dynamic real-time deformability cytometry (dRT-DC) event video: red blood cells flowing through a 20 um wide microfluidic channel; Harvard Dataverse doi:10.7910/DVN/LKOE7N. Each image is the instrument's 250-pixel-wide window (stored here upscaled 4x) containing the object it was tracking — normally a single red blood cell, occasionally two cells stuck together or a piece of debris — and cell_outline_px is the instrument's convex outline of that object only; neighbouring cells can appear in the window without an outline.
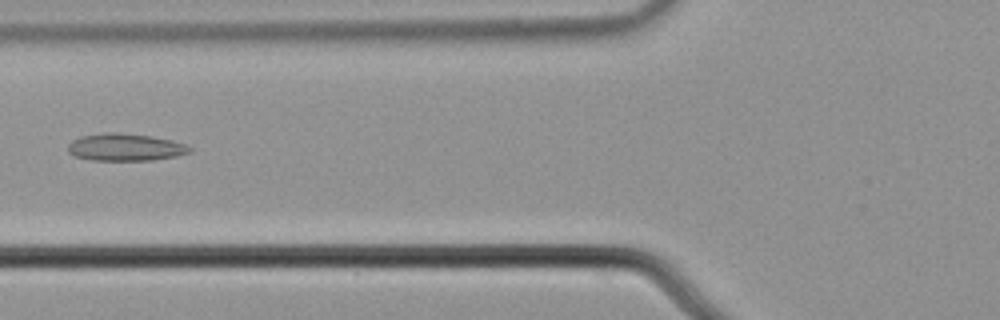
{"species": "common noctule bat (a hibernating species)", "species_latin": "Nyctalus noctula", "temperature_condition": "cold", "stored_images_in_passage": 6, "camera_frame_rate_fps": 3000, "um_per_image_px": 0.085, "animal": {"sex": "male", "body_mass_g": 21.5, "forearm_length_mm": 52.0}, "frame": {"image": 1, "passage_image": 6, "time_ms": 1.667, "image_size_px": [1000, 320], "cell_outline_px": [[192, 152], [176, 156], [152, 160], [92, 160], [76, 156], [68, 152], [68, 144], [72, 140], [80, 136], [108, 132], [116, 132], [148, 136], [172, 140], [184, 144], [192, 148]], "centroid_in_image_um": [10.64, 12.51], "position_along_channel_um": 115.2, "area_um2": 19.25}}